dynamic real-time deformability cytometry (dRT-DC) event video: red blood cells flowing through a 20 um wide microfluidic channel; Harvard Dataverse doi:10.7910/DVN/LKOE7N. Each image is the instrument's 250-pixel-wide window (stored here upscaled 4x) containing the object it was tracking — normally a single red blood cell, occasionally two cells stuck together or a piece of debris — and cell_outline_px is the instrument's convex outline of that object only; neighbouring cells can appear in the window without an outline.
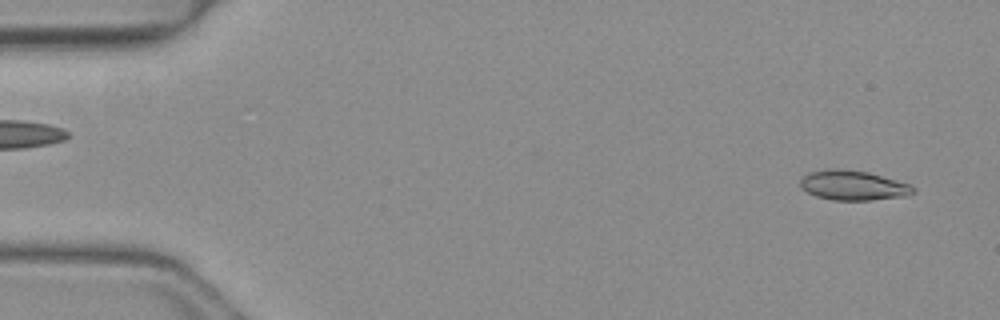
{"species": "common noctule bat (a hibernating species)", "species_latin": "Nyctalus noctula", "temperature_condition": "warm", "stored_images_in_passage": 49, "camera_frame_rate_fps": 3000, "um_per_image_px": 0.085, "animal": {"sex": "female", "body_mass_g": 19.3, "forearm_length_mm": 54.1}, "frame": {"image": 1, "passage_image": 2, "time_ms": 0.333, "image_size_px": [1000, 320], "cell_outline_px": [[916, 192], [908, 196], [872, 200], [832, 200], [816, 196], [800, 188], [800, 180], [808, 172], [828, 168], [840, 168], [868, 172], [896, 180], [908, 184], [916, 188]], "centroid_in_image_um": [72.51, 15.75], "position_along_channel_um": 12.5, "area_um2": 19.77}}
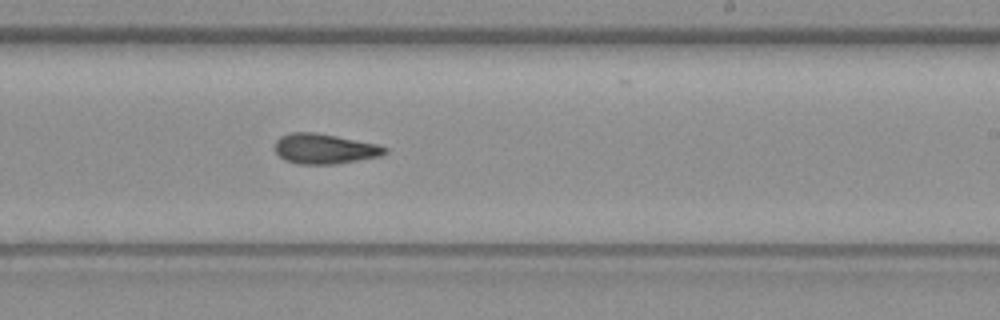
{"frame": {"image": 2, "passage_image": 29, "time_ms": 9.333, "image_size_px": [1000, 320], "cell_outline_px": [[388, 152], [380, 156], [336, 164], [300, 164], [284, 160], [276, 152], [276, 140], [280, 136], [292, 132], [316, 132], [376, 144], [388, 148]], "centroid_in_image_um": [27.58, 12.65], "position_along_channel_um": 261.4, "area_um2": 19.19}}
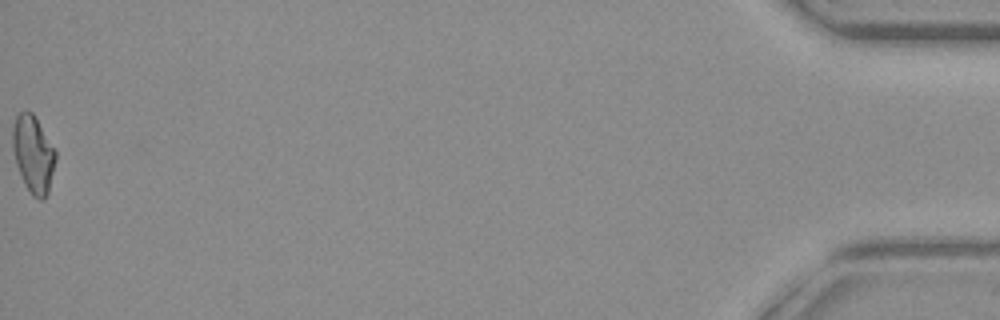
{"frame": {"image": 3, "passage_image": 49, "time_ms": 16.0, "image_size_px": [1000, 320], "cell_outline_px": [[56, 160], [48, 192], [44, 200], [40, 200], [32, 196], [24, 184], [16, 164], [12, 148], [12, 128], [16, 116], [20, 112], [32, 112], [56, 152]], "centroid_in_image_um": [2.81, 13.14], "position_along_channel_um": 432.4, "area_um2": 19.19}, "authors_computed_cell_mechanics": {"area_um2": 19.2474, "velocity_mm_per_s": 4.1601, "shape_relaxation_time_tau1_ms": 10.0489, "shape_relaxation_time_tau2_ms": 2.8659, "deformation_change_tau1": 0.2683, "deformation_change_tau2": 0.1089}}